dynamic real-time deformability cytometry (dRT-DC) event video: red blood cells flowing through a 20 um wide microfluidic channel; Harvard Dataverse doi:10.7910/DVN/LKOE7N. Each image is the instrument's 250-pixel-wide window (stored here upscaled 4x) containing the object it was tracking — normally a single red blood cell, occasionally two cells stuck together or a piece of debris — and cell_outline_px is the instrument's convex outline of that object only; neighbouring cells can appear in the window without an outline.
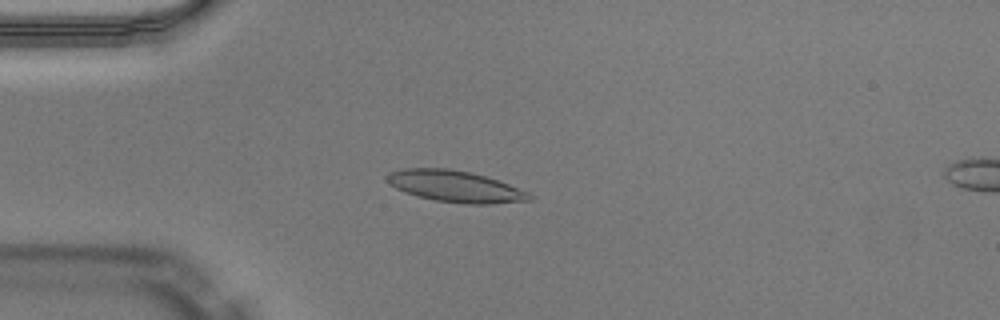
{"species": "Egyptian fruit bat (a non-hibernating species)", "species_latin": "Rousettus aegyptiacus", "temperature_condition": "warm", "stored_images_in_passage": 12, "camera_frame_rate_fps": 3000, "um_per_image_px": 0.085, "animal": {"sex": "male"}, "frame": {"image": 1, "passage_image": 9, "time_ms": 2.667, "image_size_px": [1000, 320], "cell_outline_px": [[532, 200], [488, 204], [464, 204], [436, 200], [416, 196], [404, 192], [388, 184], [384, 180], [384, 176], [388, 172], [400, 168], [448, 168], [472, 172], [508, 184], [528, 192], [532, 196]], "centroid_in_image_um": [38.61, 15.83], "position_along_channel_um": 46.4, "area_um2": 26.3}}